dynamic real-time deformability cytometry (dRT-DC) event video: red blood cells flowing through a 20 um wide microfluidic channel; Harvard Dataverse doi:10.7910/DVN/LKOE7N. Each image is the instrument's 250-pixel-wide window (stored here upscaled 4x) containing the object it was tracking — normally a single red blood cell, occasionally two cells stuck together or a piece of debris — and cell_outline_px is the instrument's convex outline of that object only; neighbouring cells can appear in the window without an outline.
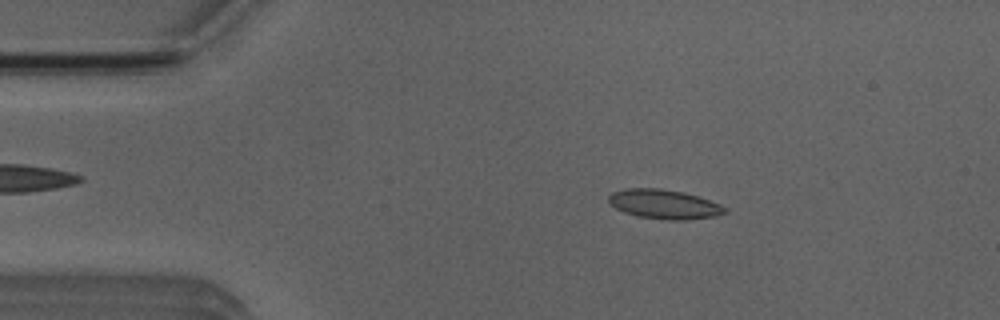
{"species": "Egyptian fruit bat (a non-hibernating species)", "species_latin": "Rousettus aegyptiacus", "temperature_condition": "room temperature", "stored_images_in_passage": 36, "camera_frame_rate_fps": 3000, "um_per_image_px": 0.085, "animal": {"sex": "male"}, "frame": {"image": 1, "passage_image": 1, "time_ms": 0.0, "image_size_px": [1000, 320], "cell_outline_px": [[728, 212], [716, 216], [684, 220], [668, 220], [636, 216], [624, 212], [616, 208], [608, 200], [608, 196], [612, 192], [628, 188], [660, 188], [684, 192], [720, 204], [728, 208]], "centroid_in_image_um": [56.47, 17.36], "position_along_channel_um": 28.5, "area_um2": 19.88}}
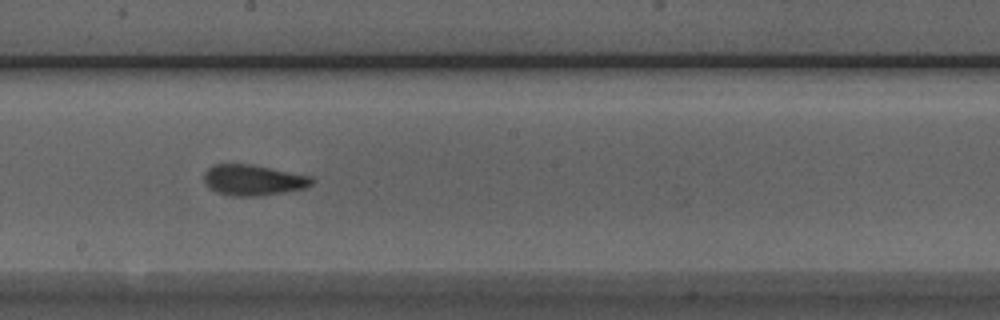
{"frame": {"image": 2, "passage_image": 20, "time_ms": 6.333, "image_size_px": [1000, 320], "cell_outline_px": [[316, 180], [312, 184], [304, 188], [284, 192], [260, 196], [232, 196], [216, 192], [208, 188], [204, 184], [204, 172], [212, 164], [252, 164], [312, 176]], "centroid_in_image_um": [21.5, 15.3], "position_along_channel_um": 226.7, "area_um2": 19.59}}
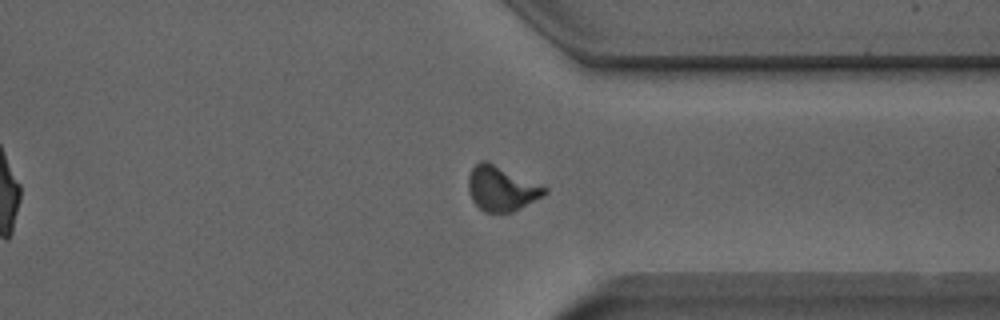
{"frame": {"image": 3, "passage_image": 31, "time_ms": 10.0, "image_size_px": [1000, 320], "cell_outline_px": [[548, 192], [544, 196], [512, 212], [484, 212], [472, 200], [468, 192], [468, 176], [472, 168], [480, 160], [488, 160], [548, 188]], "centroid_in_image_um": [42.62, 16.01], "position_along_channel_um": 368.8, "area_um2": 20.06}, "authors_computed_cell_mechanics": {"area_um2": 19.3052, "velocity_mm_per_s": 3.9315, "shape_relaxation_time_tau1_ms": 4.9136, "shape_relaxation_time_tau2_ms": 0.2953, "deformation_change_tau1": 0.1194, "deformation_change_tau2": 0.0477}}